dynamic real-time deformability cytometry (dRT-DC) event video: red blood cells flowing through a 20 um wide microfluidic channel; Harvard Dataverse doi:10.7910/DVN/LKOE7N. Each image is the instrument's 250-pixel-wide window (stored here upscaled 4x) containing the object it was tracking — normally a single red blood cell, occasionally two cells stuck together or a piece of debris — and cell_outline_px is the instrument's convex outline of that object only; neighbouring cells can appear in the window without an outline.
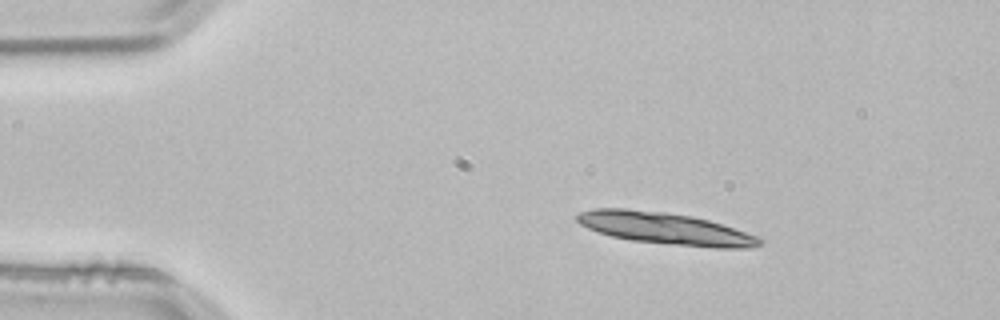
{"species": "common noctule bat (a hibernating species)", "species_latin": "Nyctalus noctula", "temperature_condition": "room temperature", "stored_images_in_passage": 2, "camera_frame_rate_fps": 3000, "um_per_image_px": 0.085, "animal": {"sex": "male", "body_mass_g": 21.5, "forearm_length_mm": 52.0}, "frame": {"image": 1, "passage_image": 1, "time_ms": 0.0, "image_size_px": [1000, 320], "cell_outline_px": [[764, 240], [760, 244], [752, 248], [712, 248], [668, 244], [632, 240], [612, 236], [588, 228], [580, 224], [576, 220], [576, 216], [580, 212], [596, 208], [624, 208], [664, 212], [692, 216], [708, 220], [756, 236]], "centroid_in_image_um": [56.54, 19.42], "position_along_channel_um": 28.5, "area_um2": 33.58}}